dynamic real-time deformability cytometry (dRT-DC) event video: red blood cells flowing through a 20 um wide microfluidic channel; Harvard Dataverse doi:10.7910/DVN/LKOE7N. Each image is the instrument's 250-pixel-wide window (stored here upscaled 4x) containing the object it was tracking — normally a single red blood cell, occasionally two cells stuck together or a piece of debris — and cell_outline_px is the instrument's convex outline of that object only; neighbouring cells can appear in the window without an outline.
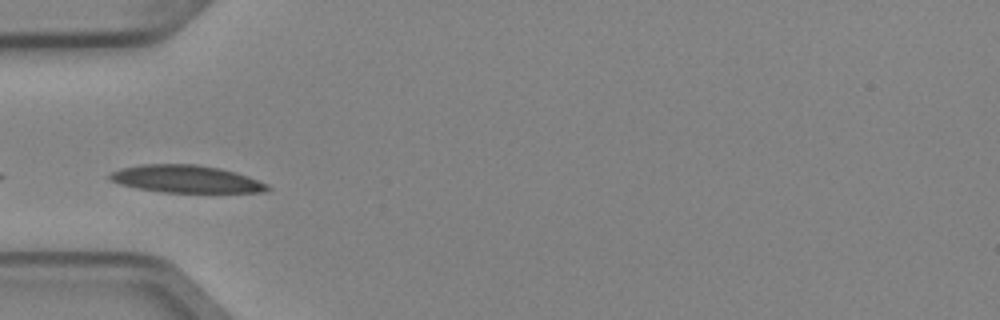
{"species": "Egyptian fruit bat (a non-hibernating species)", "species_latin": "Rousettus aegyptiacus", "temperature_condition": "cold", "stored_images_in_passage": 4, "camera_frame_rate_fps": 3000, "um_per_image_px": 0.085, "animal": {"sex": "female"}, "frame": {"image": 1, "passage_image": 4, "time_ms": 1.0, "image_size_px": [1000, 320], "cell_outline_px": [[272, 188], [268, 192], [164, 192], [136, 188], [120, 184], [108, 180], [108, 176], [112, 172], [120, 168], [140, 164], [196, 164], [220, 168], [236, 172], [248, 176], [268, 184]], "centroid_in_image_um": [15.82, 15.21], "position_along_channel_um": 69.2, "area_um2": 25.37}}